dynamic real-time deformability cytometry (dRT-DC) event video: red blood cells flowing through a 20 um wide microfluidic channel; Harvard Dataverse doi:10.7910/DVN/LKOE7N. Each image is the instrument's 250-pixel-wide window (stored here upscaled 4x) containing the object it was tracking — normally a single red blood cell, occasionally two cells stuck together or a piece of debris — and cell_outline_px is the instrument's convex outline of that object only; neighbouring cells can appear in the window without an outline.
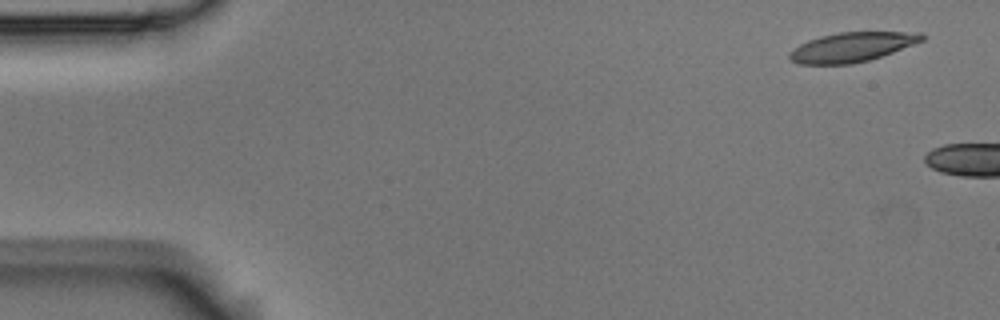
{"species": "Egyptian fruit bat (a non-hibernating species)", "species_latin": "Rousettus aegyptiacus", "temperature_condition": "room temperature", "stored_images_in_passage": 3, "camera_frame_rate_fps": 3000, "um_per_image_px": 0.085, "animal": {"sex": "male"}, "frame": {"image": 1, "passage_image": 1, "time_ms": 0.0, "image_size_px": [1000, 320], "cell_outline_px": [[928, 36], [924, 40], [892, 52], [868, 60], [852, 64], [796, 64], [788, 56], [788, 52], [800, 44], [808, 40], [840, 32], [924, 32]], "centroid_in_image_um": [72.43, 4.0], "position_along_channel_um": 12.6, "area_um2": 22.66}}